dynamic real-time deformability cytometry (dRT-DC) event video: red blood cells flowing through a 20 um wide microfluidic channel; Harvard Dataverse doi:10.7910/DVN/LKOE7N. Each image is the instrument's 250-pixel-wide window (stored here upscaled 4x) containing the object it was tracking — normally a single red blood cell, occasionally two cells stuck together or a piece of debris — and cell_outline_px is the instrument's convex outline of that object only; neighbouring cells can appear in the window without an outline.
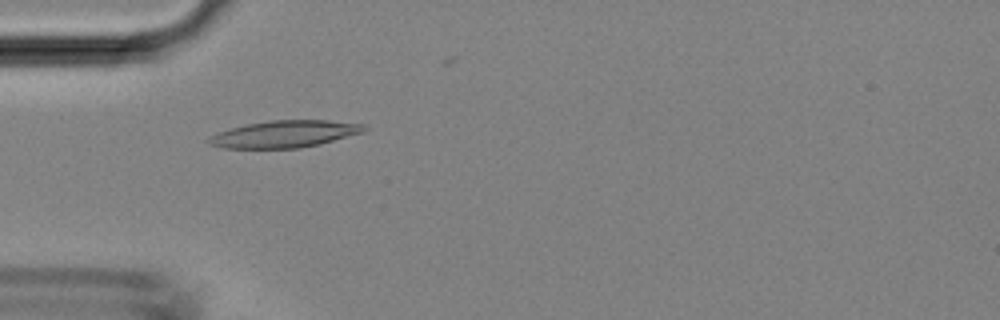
{"species": "Egyptian fruit bat (a non-hibernating species)", "species_latin": "Rousettus aegyptiacus", "temperature_condition": "room temperature", "stored_images_in_passage": 28, "camera_frame_rate_fps": 3000, "um_per_image_px": 0.085, "animal": {"sex": "female"}, "frame": {"image": 1, "passage_image": 4, "time_ms": 1.0, "image_size_px": [1000, 320], "cell_outline_px": [[368, 128], [364, 132], [320, 144], [300, 148], [224, 148], [208, 144], [204, 140], [208, 136], [232, 128], [248, 124], [268, 120], [328, 120], [364, 124]], "centroid_in_image_um": [24.19, 11.39], "position_along_channel_um": 60.8, "area_um2": 24.51}}
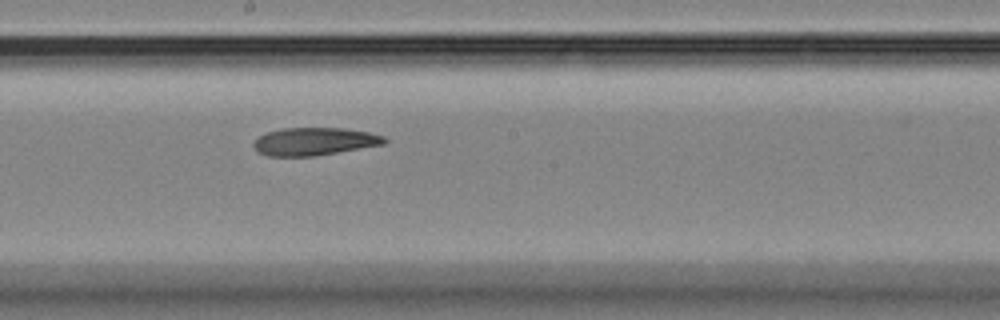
{"frame": {"image": 2, "passage_image": 15, "time_ms": 4.667, "image_size_px": [1000, 320], "cell_outline_px": [[388, 140], [384, 144], [316, 156], [268, 156], [256, 152], [252, 144], [260, 136], [268, 132], [280, 128], [344, 128], [368, 132], [384, 136]], "centroid_in_image_um": [26.71, 12.03], "position_along_channel_um": 221.5, "area_um2": 21.21}}
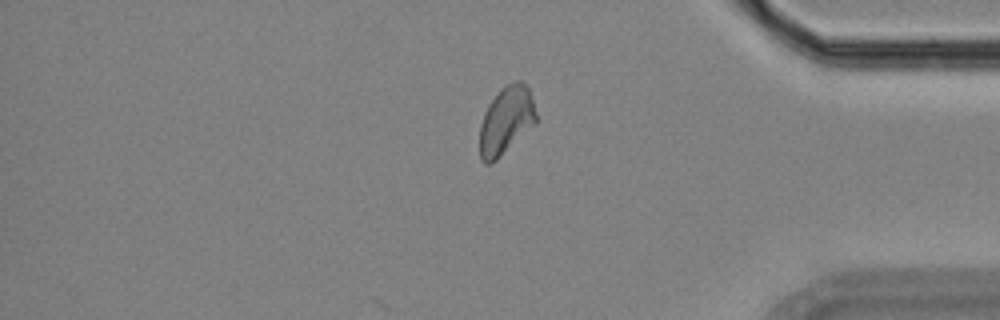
{"frame": {"image": 3, "passage_image": 28, "time_ms": 9.0, "image_size_px": [1000, 320], "cell_outline_px": [[536, 124], [496, 160], [488, 164], [484, 164], [480, 160], [480, 124], [484, 112], [488, 104], [500, 88], [504, 84], [516, 80], [520, 80], [528, 88], [532, 100], [536, 116]], "centroid_in_image_um": [43.0, 10.24], "position_along_channel_um": 392.2, "area_um2": 22.37}}